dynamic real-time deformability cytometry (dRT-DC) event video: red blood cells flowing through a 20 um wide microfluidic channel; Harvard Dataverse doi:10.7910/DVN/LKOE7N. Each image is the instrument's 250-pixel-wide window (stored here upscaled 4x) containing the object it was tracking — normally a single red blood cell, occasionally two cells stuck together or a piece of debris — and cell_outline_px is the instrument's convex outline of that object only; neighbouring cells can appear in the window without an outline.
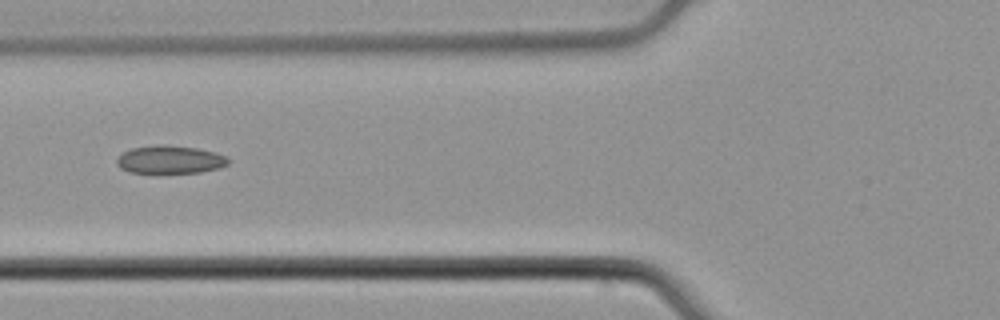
{"species": "common noctule bat (a hibernating species)", "species_latin": "Nyctalus noctula", "temperature_condition": "cold", "stored_images_in_passage": 5, "camera_frame_rate_fps": 3000, "um_per_image_px": 0.085, "animal": {"sex": "male", "body_mass_g": 21.5, "forearm_length_mm": 52.0}, "frame": {"image": 1, "passage_image": 5, "time_ms": 1.333, "image_size_px": [1000, 320], "cell_outline_px": [[228, 164], [220, 168], [200, 172], [160, 176], [128, 172], [120, 168], [116, 164], [116, 160], [124, 152], [132, 148], [160, 144], [164, 144], [196, 148], [216, 152], [228, 156]], "centroid_in_image_um": [14.44, 13.62], "position_along_channel_um": 111.4, "area_um2": 19.13}}